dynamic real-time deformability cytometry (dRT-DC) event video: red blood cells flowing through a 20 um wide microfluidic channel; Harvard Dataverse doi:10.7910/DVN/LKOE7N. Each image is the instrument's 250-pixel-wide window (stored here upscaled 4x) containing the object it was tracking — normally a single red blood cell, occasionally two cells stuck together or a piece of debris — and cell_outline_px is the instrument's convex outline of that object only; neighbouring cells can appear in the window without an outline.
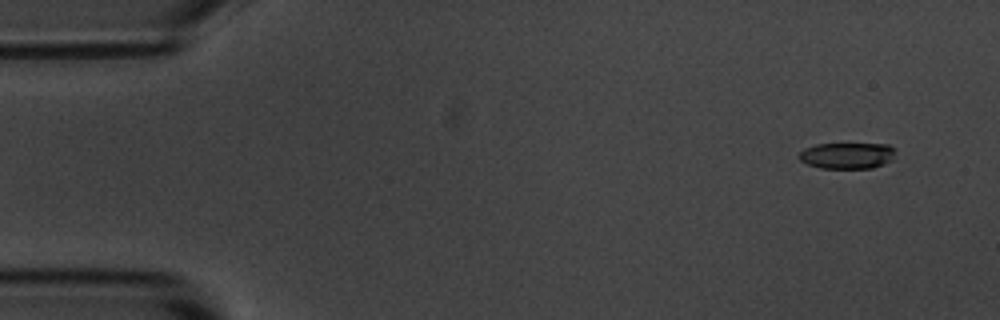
{"species": "common noctule bat (a hibernating species)", "species_latin": "Nyctalus noctula", "temperature_condition": "room temperature", "stored_images_in_passage": 54, "camera_frame_rate_fps": 3000, "um_per_image_px": 0.085, "animal": {"sex": "male", "body_mass_g": 20.1, "forearm_length_mm": 53.5}, "frame": {"image": 1, "passage_image": 2, "time_ms": 0.333, "image_size_px": [1000, 320], "cell_outline_px": [[896, 148], [892, 160], [872, 168], [820, 168], [808, 164], [800, 160], [796, 156], [804, 148], [816, 144], [888, 144]], "centroid_in_image_um": [72.0, 13.22], "position_along_channel_um": 13.0, "area_um2": 14.8}}
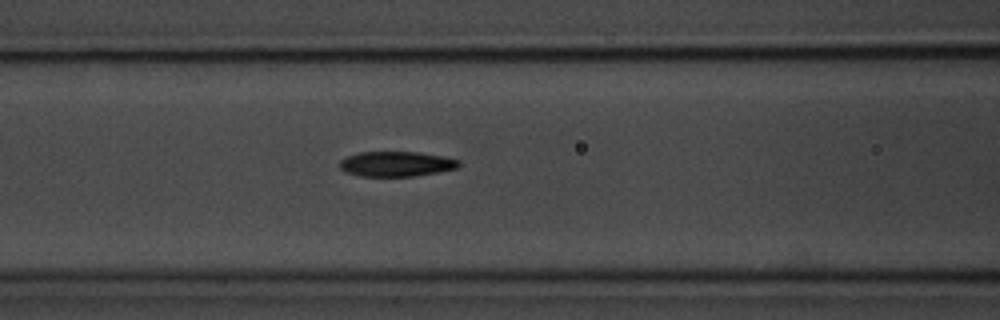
{"frame": {"image": 2, "passage_image": 21, "time_ms": 6.667, "image_size_px": [1000, 320], "cell_outline_px": [[460, 164], [456, 168], [436, 172], [412, 176], [360, 176], [344, 172], [340, 168], [340, 160], [348, 156], [360, 152], [416, 152], [444, 156], [460, 160]], "centroid_in_image_um": [33.66, 13.93], "position_along_channel_um": 132.9, "area_um2": 17.28}}
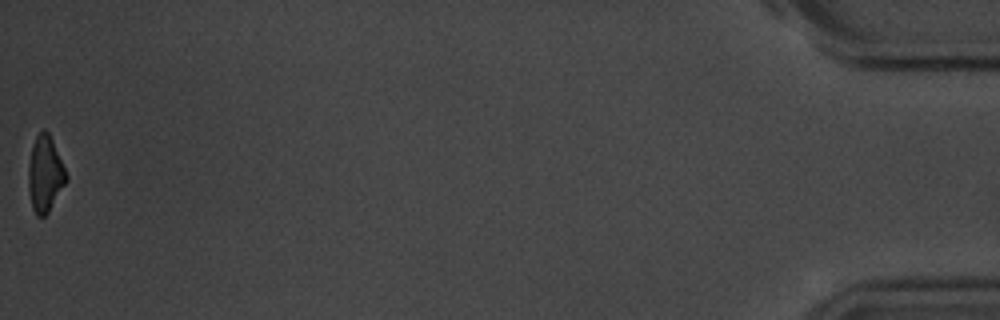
{"frame": {"image": 3, "passage_image": 54, "time_ms": 17.667, "image_size_px": [1000, 320], "cell_outline_px": [[68, 180], [48, 212], [44, 216], [36, 216], [32, 208], [28, 188], [28, 168], [32, 148], [36, 136], [44, 128], [48, 132], [52, 140], [68, 176]], "centroid_in_image_um": [3.83, 14.81], "position_along_channel_um": 431.4, "area_um2": 16.59}, "authors_computed_cell_mechanics": {"area_um2": 17.629, "velocity_mm_per_s": 3.6206, "shape_relaxation_time_tau1_ms": 3.9164, "shape_relaxation_time_tau2_ms": 3.6522, "deformation_change_tau1": 0.1653, "deformation_change_tau2": 0.0882}}